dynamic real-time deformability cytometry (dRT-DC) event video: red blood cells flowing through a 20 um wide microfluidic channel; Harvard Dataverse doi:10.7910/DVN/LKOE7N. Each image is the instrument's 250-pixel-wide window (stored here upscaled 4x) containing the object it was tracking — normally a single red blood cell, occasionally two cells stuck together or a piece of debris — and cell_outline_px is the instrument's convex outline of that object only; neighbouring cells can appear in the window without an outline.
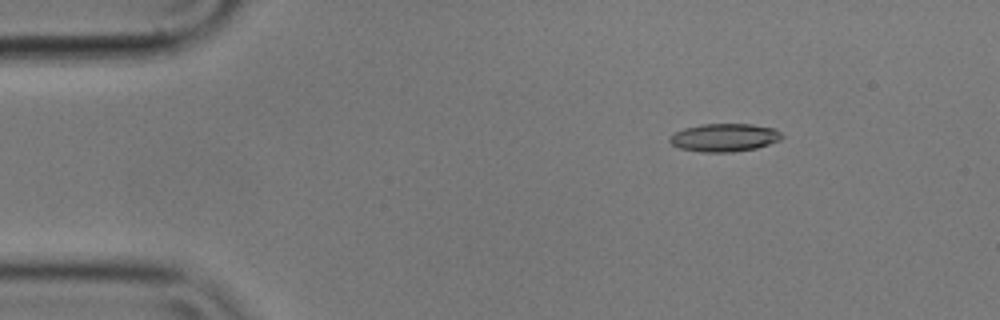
{"species": "common noctule bat (a hibernating species)", "species_latin": "Nyctalus noctula", "temperature_condition": "cold", "stored_images_in_passage": 3, "camera_frame_rate_fps": 3000, "um_per_image_px": 0.085, "animal": {"sex": "male", "body_mass_g": 17.9}, "frame": {"image": 1, "passage_image": 1, "time_ms": 0.0, "image_size_px": [1000, 320], "cell_outline_px": [[784, 136], [780, 140], [756, 148], [732, 152], [700, 152], [680, 148], [672, 144], [668, 140], [676, 132], [684, 128], [700, 124], [752, 124], [776, 128]], "centroid_in_image_um": [61.6, 11.69], "position_along_channel_um": 23.4, "area_um2": 18.32}}